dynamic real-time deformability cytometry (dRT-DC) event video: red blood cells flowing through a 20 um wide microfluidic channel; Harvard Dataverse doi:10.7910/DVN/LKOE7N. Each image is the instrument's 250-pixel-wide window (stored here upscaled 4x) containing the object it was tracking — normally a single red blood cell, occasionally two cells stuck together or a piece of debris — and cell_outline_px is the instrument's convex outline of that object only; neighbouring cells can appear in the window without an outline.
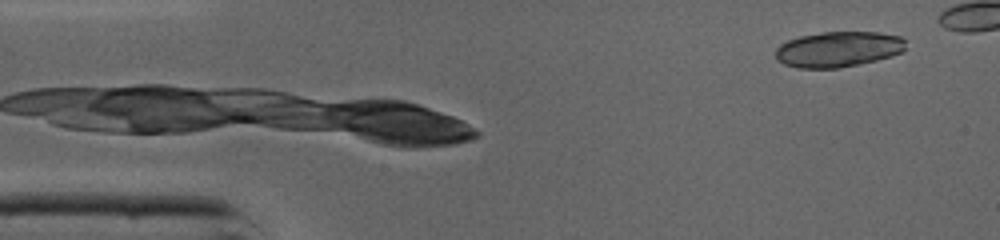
{"species": "common noctule bat (a hibernating species)", "species_latin": "Nyctalus noctula", "temperature_condition": "cold", "stored_images_in_passage": 6, "camera_frame_rate_fps": 3000, "um_per_image_px": 0.085, "animal": {"sex": "male", "body_mass_g": 19.0, "forearm_length_mm": 50.8}, "frame": {"image": 1, "passage_image": 6, "time_ms": 1.667, "image_size_px": [1000, 240], "cell_outline_px": [[904, 52], [892, 56], [876, 60], [836, 68], [796, 68], [784, 64], [776, 60], [776, 48], [780, 44], [788, 40], [800, 36], [824, 32], [880, 32], [900, 36], [904, 40]], "centroid_in_image_um": [71.24, 4.18], "position_along_channel_um": 13.8, "area_um2": 26.93}}